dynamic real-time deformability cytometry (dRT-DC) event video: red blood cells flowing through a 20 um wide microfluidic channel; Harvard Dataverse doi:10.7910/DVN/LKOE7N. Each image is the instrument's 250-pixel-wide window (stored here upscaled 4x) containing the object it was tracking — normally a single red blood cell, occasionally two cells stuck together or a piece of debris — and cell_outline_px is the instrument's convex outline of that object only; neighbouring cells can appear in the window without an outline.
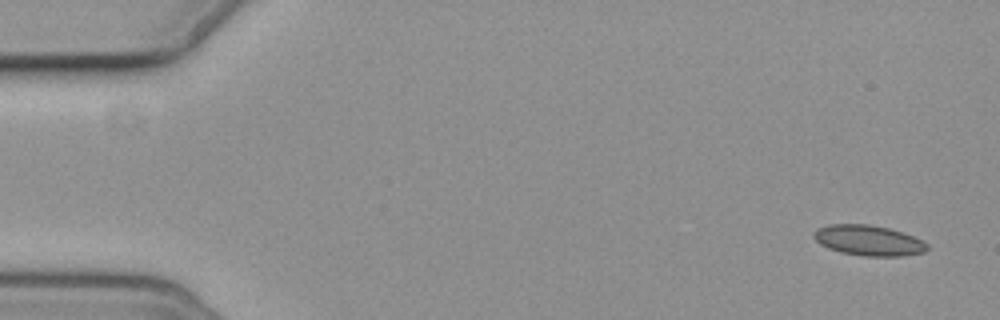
{"species": "common noctule bat (a hibernating species)", "species_latin": "Nyctalus noctula", "temperature_condition": "cold", "stored_images_in_passage": 4, "camera_frame_rate_fps": 3000, "um_per_image_px": 0.085, "animal": {"sex": "female", "body_mass_g": 19.3, "forearm_length_mm": 54.1}, "frame": {"image": 1, "passage_image": 1, "time_ms": 0.0, "image_size_px": [1000, 320], "cell_outline_px": [[928, 248], [924, 252], [904, 256], [864, 256], [840, 252], [828, 248], [820, 244], [812, 236], [820, 228], [828, 224], [868, 224], [888, 228], [912, 236], [928, 244]], "centroid_in_image_um": [73.82, 20.44], "position_along_channel_um": 11.2, "area_um2": 19.88}}
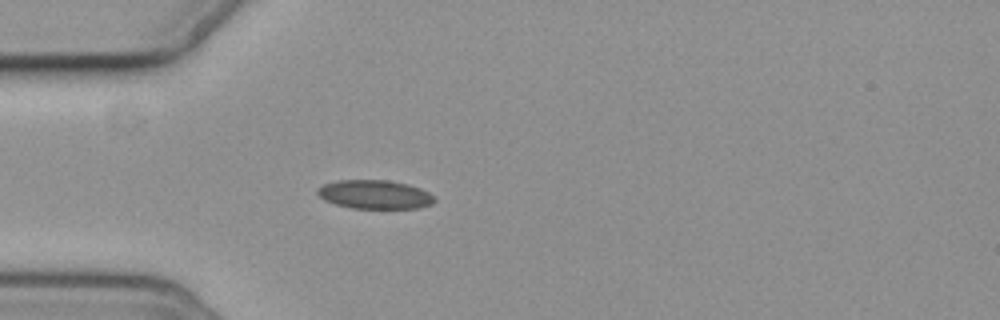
{"frame": {"image": 2, "passage_image": 4, "time_ms": 4.667, "image_size_px": [1000, 320], "cell_outline_px": [[436, 200], [432, 204], [420, 208], [352, 208], [336, 204], [324, 200], [316, 192], [316, 188], [324, 184], [336, 180], [388, 180], [408, 184], [420, 188], [436, 196]], "centroid_in_image_um": [31.87, 16.52], "position_along_channel_um": 53.1, "area_um2": 19.77}}